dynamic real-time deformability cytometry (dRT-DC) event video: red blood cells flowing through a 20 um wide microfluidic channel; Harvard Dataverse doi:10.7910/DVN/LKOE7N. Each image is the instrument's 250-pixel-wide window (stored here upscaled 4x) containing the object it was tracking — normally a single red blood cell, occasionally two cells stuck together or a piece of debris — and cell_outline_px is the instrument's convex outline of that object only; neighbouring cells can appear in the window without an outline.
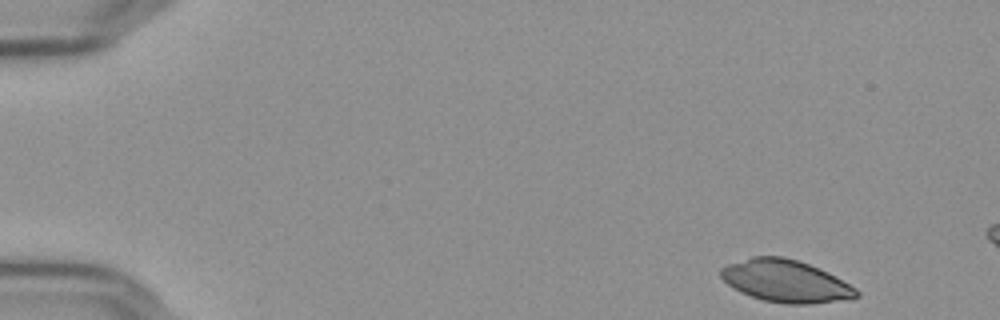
{"species": "Egyptian fruit bat (a non-hibernating species)", "species_latin": "Rousettus aegyptiacus", "temperature_condition": "cold", "stored_images_in_passage": 10, "camera_frame_rate_fps": 3000, "um_per_image_px": 0.085, "frame": {"image": 1, "passage_image": 1, "time_ms": 0.0, "image_size_px": [1000, 320], "cell_outline_px": [[860, 296], [812, 304], [784, 304], [764, 300], [740, 292], [728, 284], [720, 276], [720, 268], [728, 264], [752, 256], [784, 256], [808, 264], [828, 272], [836, 276], [856, 288], [860, 292]], "centroid_in_image_um": [66.77, 23.88], "position_along_channel_um": 18.2, "area_um2": 33.23}}